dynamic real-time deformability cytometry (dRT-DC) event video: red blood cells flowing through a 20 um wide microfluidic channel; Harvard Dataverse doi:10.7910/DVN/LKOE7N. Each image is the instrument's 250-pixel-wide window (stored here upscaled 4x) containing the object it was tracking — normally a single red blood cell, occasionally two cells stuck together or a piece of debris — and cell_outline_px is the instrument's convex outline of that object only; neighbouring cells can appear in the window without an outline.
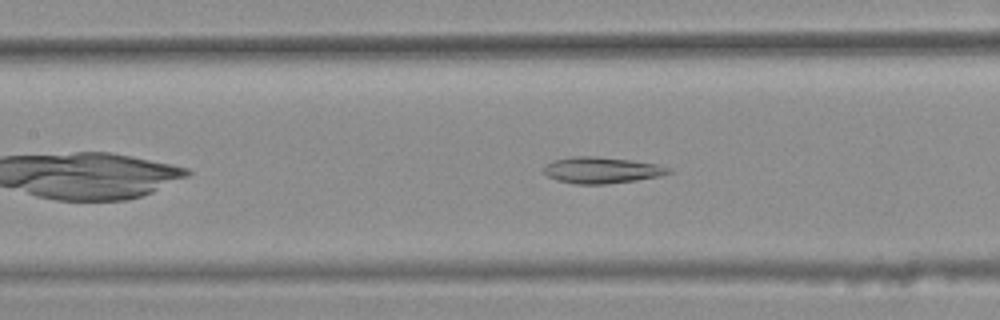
{"species": "common noctule bat (a hibernating species)", "species_latin": "Nyctalus noctula", "temperature_condition": "warm", "stored_images_in_passage": 26, "camera_frame_rate_fps": 3000, "um_per_image_px": 0.085, "animal": {"sex": "female", "body_mass_g": 25.1}, "frame": {"image": 1, "passage_image": 9, "time_ms": 2.667, "image_size_px": [1000, 320], "cell_outline_px": [[672, 172], [660, 176], [636, 180], [608, 184], [572, 184], [556, 180], [548, 176], [544, 172], [544, 168], [552, 160], [572, 156], [596, 156], [632, 160], [656, 164], [672, 168]], "centroid_in_image_um": [51.15, 14.46], "position_along_channel_um": 156.3, "area_um2": 19.25}}
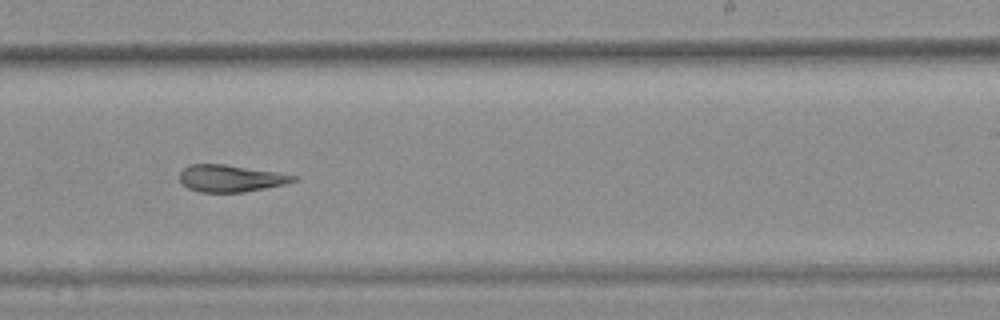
{"frame": {"image": 2, "passage_image": 18, "time_ms": 5.667, "image_size_px": [1000, 320], "cell_outline_px": [[296, 180], [284, 184], [244, 192], [200, 192], [188, 188], [180, 180], [180, 172], [188, 164], [224, 164], [276, 172], [296, 176]], "centroid_in_image_um": [19.56, 15.15], "position_along_channel_um": 269.4, "area_um2": 17.63}}
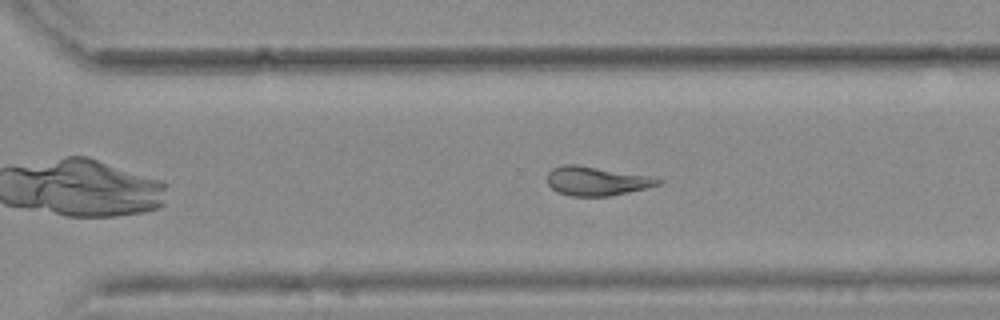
{"frame": {"image": 3, "passage_image": 22, "time_ms": 7.0, "image_size_px": [1000, 320], "cell_outline_px": [[664, 180], [660, 184], [648, 188], [608, 196], [572, 196], [556, 192], [548, 184], [548, 172], [552, 168], [560, 164], [576, 164], [648, 176]], "centroid_in_image_um": [50.67, 15.38], "position_along_channel_um": 319.9, "area_um2": 18.67}, "authors_computed_cell_mechanics": {"area_um2": 18.7272, "velocity_mm_per_s": 3.7787, "shape_relaxation_time_tau1_ms": null, "shape_relaxation_time_tau2_ms": 5.5241, "deformation_change_tau1": null, "deformation_change_tau2": 0.1544}}